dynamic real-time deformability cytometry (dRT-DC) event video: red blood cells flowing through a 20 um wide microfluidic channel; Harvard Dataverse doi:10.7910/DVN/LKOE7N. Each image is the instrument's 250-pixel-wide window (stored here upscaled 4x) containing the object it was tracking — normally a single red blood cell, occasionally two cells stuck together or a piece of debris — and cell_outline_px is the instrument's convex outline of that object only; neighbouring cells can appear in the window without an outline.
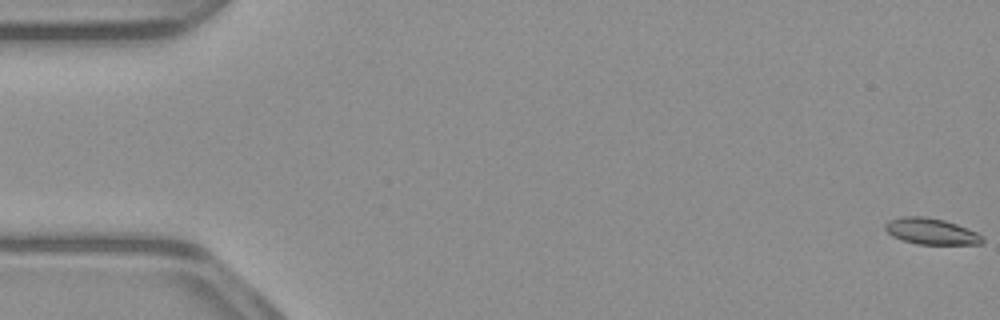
{"species": "common noctule bat (a hibernating species)", "species_latin": "Nyctalus noctula", "temperature_condition": "warm", "stored_images_in_passage": 54, "camera_frame_rate_fps": 3000, "um_per_image_px": 0.085, "animal": {"sex": "male", "body_mass_g": 23.1, "forearm_length_mm": 52.7}, "frame": {"image": 1, "passage_image": 1, "time_ms": 0.0, "image_size_px": [1000, 320], "cell_outline_px": [[984, 240], [980, 244], [916, 244], [900, 240], [892, 236], [884, 228], [884, 224], [888, 220], [900, 216], [924, 216], [944, 220], [956, 224], [976, 232], [984, 236]], "centroid_in_image_um": [79.11, 19.66], "position_along_channel_um": 5.9, "area_um2": 14.97}}
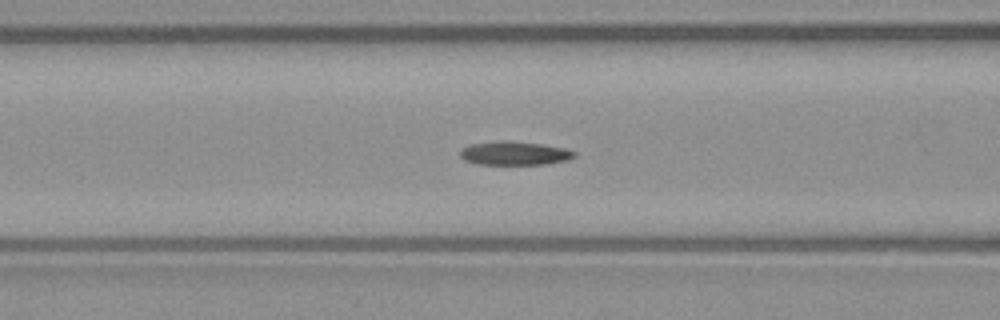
{"frame": {"image": 2, "passage_image": 22, "time_ms": 7.0, "image_size_px": [1000, 320], "cell_outline_px": [[576, 156], [568, 160], [548, 164], [476, 164], [464, 160], [460, 156], [460, 152], [468, 144], [500, 140], [504, 140], [540, 144], [564, 148], [576, 152]], "centroid_in_image_um": [43.72, 13.03], "position_along_channel_um": 122.9, "area_um2": 15.78}}
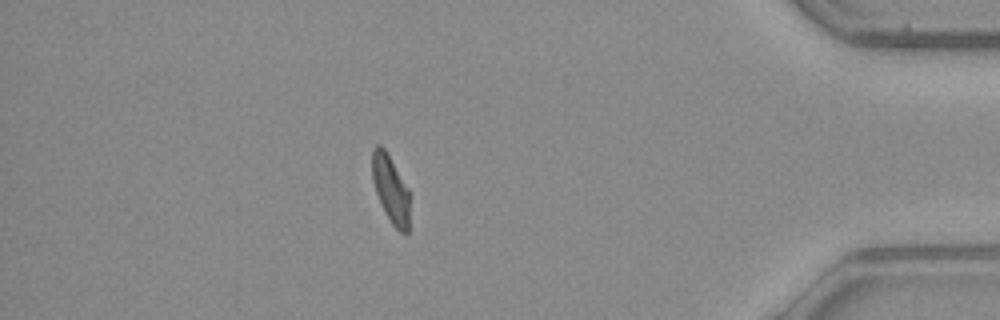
{"frame": {"image": 3, "passage_image": 47, "time_ms": 15.333, "image_size_px": [1000, 320], "cell_outline_px": [[408, 232], [400, 232], [392, 224], [380, 204], [372, 180], [372, 148], [376, 144], [380, 144], [384, 148], [408, 188]], "centroid_in_image_um": [33.17, 16.04], "position_along_channel_um": 402.0, "area_um2": 14.51}, "authors_computed_cell_mechanics": {"area_um2": 15.7216, "velocity_mm_per_s": 3.9133, "shape_relaxation_time_tau1_ms": null, "shape_relaxation_time_tau2_ms": 4.17, "deformation_change_tau1": null, "deformation_change_tau2": 0.0851}}